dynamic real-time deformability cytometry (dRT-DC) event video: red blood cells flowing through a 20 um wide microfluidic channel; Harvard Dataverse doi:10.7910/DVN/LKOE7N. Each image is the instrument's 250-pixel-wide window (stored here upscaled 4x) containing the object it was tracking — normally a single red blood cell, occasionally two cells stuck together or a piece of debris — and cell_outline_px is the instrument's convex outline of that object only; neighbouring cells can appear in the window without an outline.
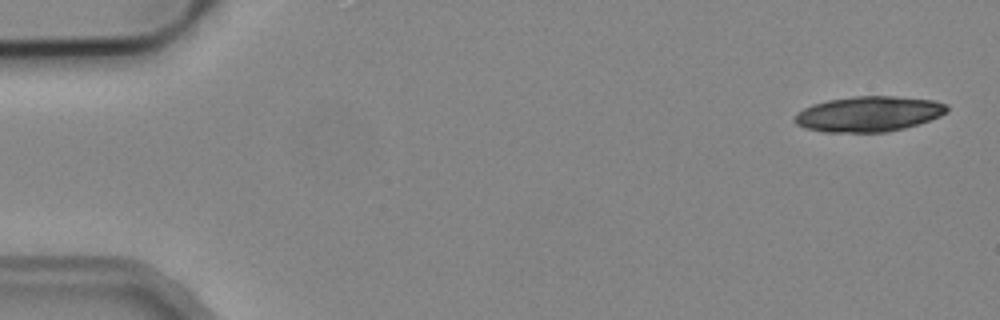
{"species": "common noctule bat (a hibernating species)", "species_latin": "Nyctalus noctula", "temperature_condition": "cold", "stored_images_in_passage": 5, "camera_frame_rate_fps": 3000, "um_per_image_px": 0.085, "animal": {"sex": "male", "body_mass_g": 19.2, "forearm_length_mm": 51.8}, "frame": {"image": 1, "passage_image": 1, "time_ms": 0.0, "image_size_px": [1000, 320], "cell_outline_px": [[948, 112], [940, 116], [904, 128], [888, 132], [824, 132], [804, 128], [796, 124], [792, 120], [796, 112], [812, 104], [828, 100], [852, 96], [892, 96], [932, 100], [948, 104]], "centroid_in_image_um": [73.79, 9.68], "position_along_channel_um": 11.2, "area_um2": 31.5}}